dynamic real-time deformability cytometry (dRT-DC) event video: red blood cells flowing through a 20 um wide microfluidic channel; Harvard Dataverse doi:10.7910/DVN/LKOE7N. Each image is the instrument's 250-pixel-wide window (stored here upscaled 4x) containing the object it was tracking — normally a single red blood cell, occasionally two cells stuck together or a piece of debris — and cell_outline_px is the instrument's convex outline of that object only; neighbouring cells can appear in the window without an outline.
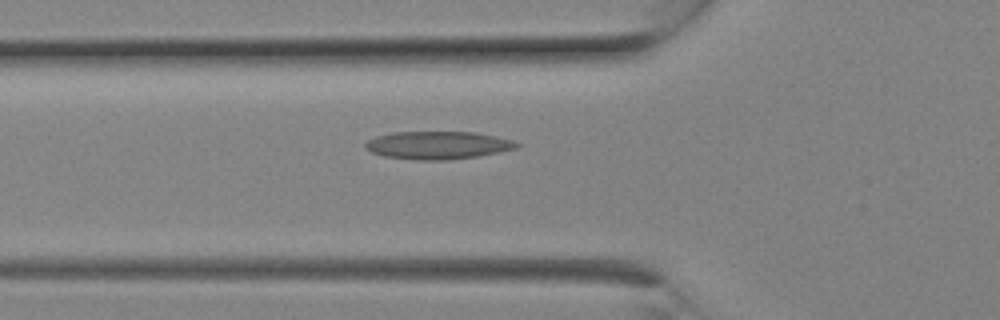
{"species": "Egyptian fruit bat (a non-hibernating species)", "species_latin": "Rousettus aegyptiacus", "temperature_condition": "room temperature", "stored_images_in_passage": 8, "camera_frame_rate_fps": 3000, "um_per_image_px": 0.085, "animal": {"sex": "female"}, "frame": {"image": 1, "passage_image": 8, "time_ms": 2.333, "image_size_px": [1000, 320], "cell_outline_px": [[520, 144], [516, 148], [476, 156], [448, 160], [416, 160], [384, 156], [372, 152], [364, 148], [364, 144], [368, 140], [376, 136], [392, 132], [476, 132], [512, 140]], "centroid_in_image_um": [37.16, 12.34], "position_along_channel_um": 88.6, "area_um2": 24.39}}